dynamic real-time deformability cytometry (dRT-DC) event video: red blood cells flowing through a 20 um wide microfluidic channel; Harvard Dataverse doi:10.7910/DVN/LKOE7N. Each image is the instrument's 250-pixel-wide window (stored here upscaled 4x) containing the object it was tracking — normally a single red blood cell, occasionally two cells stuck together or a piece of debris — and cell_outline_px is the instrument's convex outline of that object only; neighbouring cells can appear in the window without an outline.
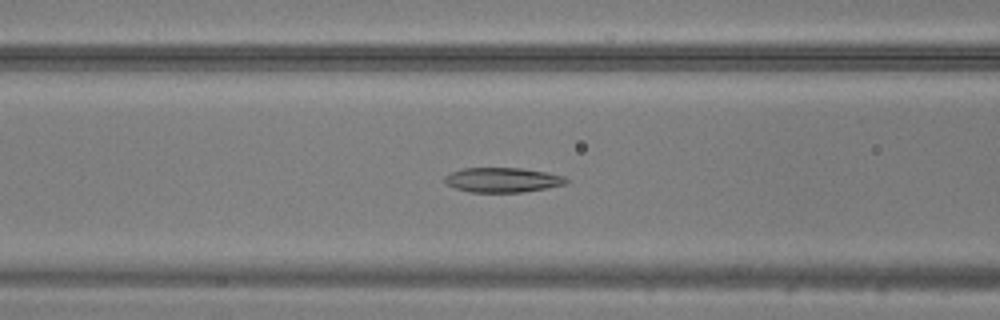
{"species": "common noctule bat (a hibernating species)", "species_latin": "Nyctalus noctula", "temperature_condition": "warm", "stored_images_in_passage": 39, "camera_frame_rate_fps": 3000, "um_per_image_px": 0.085, "animal": {"sex": "male", "body_mass_g": 20.5, "forearm_length_mm": 52.5}, "frame": {"image": 1, "passage_image": 11, "time_ms": 3.333, "image_size_px": [1000, 320], "cell_outline_px": [[568, 184], [520, 192], [468, 192], [456, 188], [448, 184], [444, 180], [444, 176], [448, 172], [460, 168], [520, 168], [544, 172], [564, 176], [568, 180]], "centroid_in_image_um": [42.67, 15.28], "position_along_channel_um": 123.9, "area_um2": 17.46}}
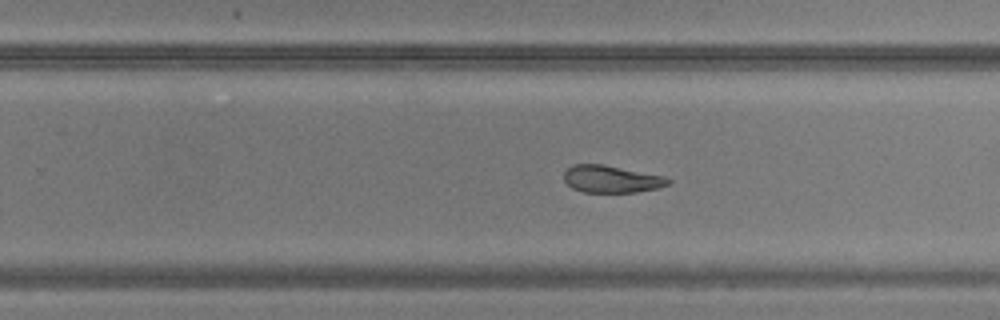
{"frame": {"image": 2, "passage_image": 22, "time_ms": 7.0, "image_size_px": [1000, 320], "cell_outline_px": [[672, 180], [668, 184], [656, 188], [636, 192], [584, 192], [572, 188], [564, 180], [564, 172], [572, 164], [600, 164], [664, 176]], "centroid_in_image_um": [51.94, 15.22], "position_along_channel_um": 277.9, "area_um2": 16.3}}
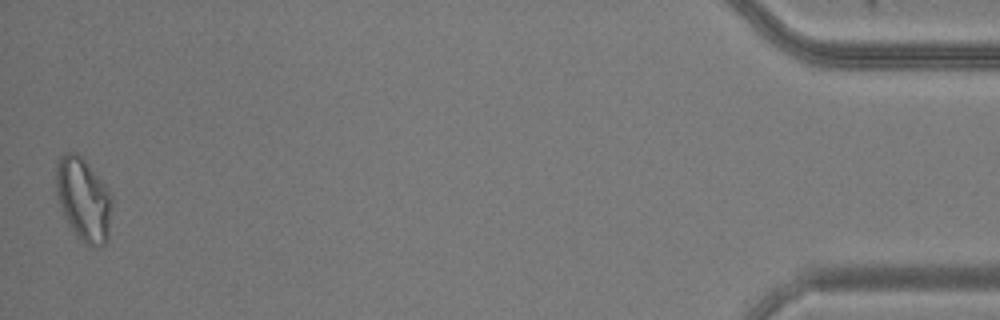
{"frame": {"image": 3, "passage_image": 39, "time_ms": 12.667, "image_size_px": [1000, 320], "cell_outline_px": [[112, 204], [108, 240], [104, 244], [96, 248], [88, 244], [76, 236], [68, 224], [56, 196], [56, 164], [60, 156], [68, 152], [76, 152], [84, 160], [108, 188], [112, 196]], "centroid_in_image_um": [7.1, 16.96], "position_along_channel_um": 428.1, "area_um2": 27.11}}